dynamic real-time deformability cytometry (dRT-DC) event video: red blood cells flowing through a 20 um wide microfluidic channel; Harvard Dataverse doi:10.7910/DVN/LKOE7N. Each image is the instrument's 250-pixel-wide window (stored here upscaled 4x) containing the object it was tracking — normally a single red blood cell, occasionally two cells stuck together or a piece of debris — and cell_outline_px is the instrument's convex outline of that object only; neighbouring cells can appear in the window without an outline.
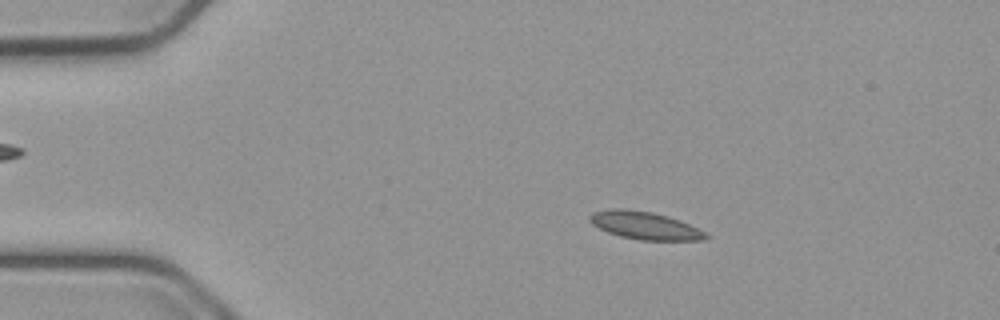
{"species": "common noctule bat (a hibernating species)", "species_latin": "Nyctalus noctula", "temperature_condition": "cold", "stored_images_in_passage": 51, "camera_frame_rate_fps": 3000, "um_per_image_px": 0.085, "animal": {"sex": "male", "body_mass_g": 23.1, "forearm_length_mm": 52.7}, "frame": {"image": 1, "passage_image": 6, "time_ms": 1.667, "image_size_px": [1000, 320], "cell_outline_px": [[712, 236], [704, 240], [640, 240], [620, 236], [608, 232], [592, 224], [588, 220], [588, 216], [592, 212], [612, 208], [628, 208], [652, 212], [668, 216], [680, 220]], "centroid_in_image_um": [54.78, 19.15], "position_along_channel_um": 30.2, "area_um2": 18.84}}
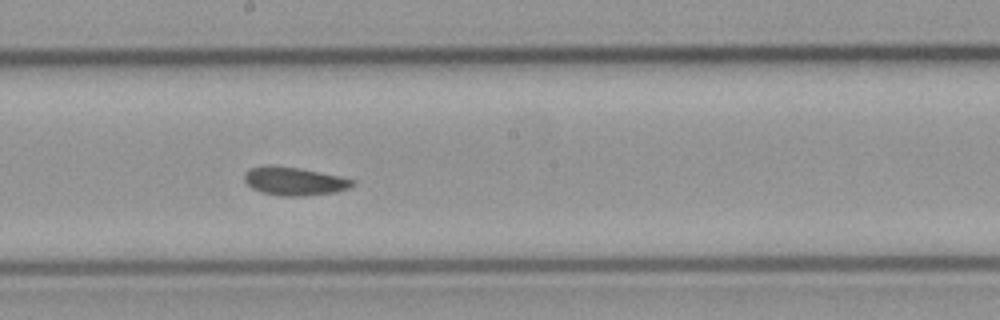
{"frame": {"image": 2, "passage_image": 26, "time_ms": 8.333, "image_size_px": [1000, 320], "cell_outline_px": [[356, 184], [348, 188], [336, 192], [308, 196], [280, 196], [260, 192], [252, 188], [244, 180], [244, 172], [252, 168], [300, 168], [340, 176], [356, 180]], "centroid_in_image_um": [25.1, 15.45], "position_along_channel_um": 223.1, "area_um2": 17.4}}
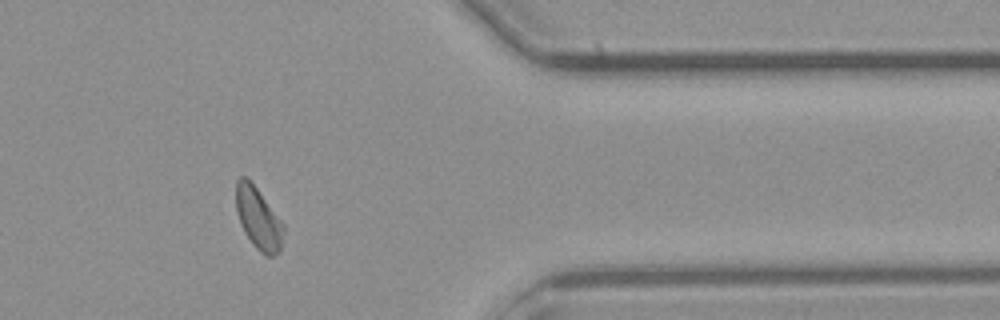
{"frame": {"image": 3, "passage_image": 41, "time_ms": 13.333, "image_size_px": [1000, 320], "cell_outline_px": [[284, 232], [280, 252], [272, 256], [268, 256], [260, 252], [252, 244], [244, 232], [240, 224], [236, 212], [236, 180], [240, 176], [244, 176], [256, 188], [280, 220], [284, 228]], "centroid_in_image_um": [21.94, 18.6], "position_along_channel_um": 389.5, "area_um2": 16.88}, "authors_computed_cell_mechanics": {"area_um2": 17.6868, "velocity_mm_per_s": 3.7327, "shape_relaxation_time_tau1_ms": null, "shape_relaxation_time_tau2_ms": 4.5914, "deformation_change_tau1": null, "deformation_change_tau2": 0.0855}}